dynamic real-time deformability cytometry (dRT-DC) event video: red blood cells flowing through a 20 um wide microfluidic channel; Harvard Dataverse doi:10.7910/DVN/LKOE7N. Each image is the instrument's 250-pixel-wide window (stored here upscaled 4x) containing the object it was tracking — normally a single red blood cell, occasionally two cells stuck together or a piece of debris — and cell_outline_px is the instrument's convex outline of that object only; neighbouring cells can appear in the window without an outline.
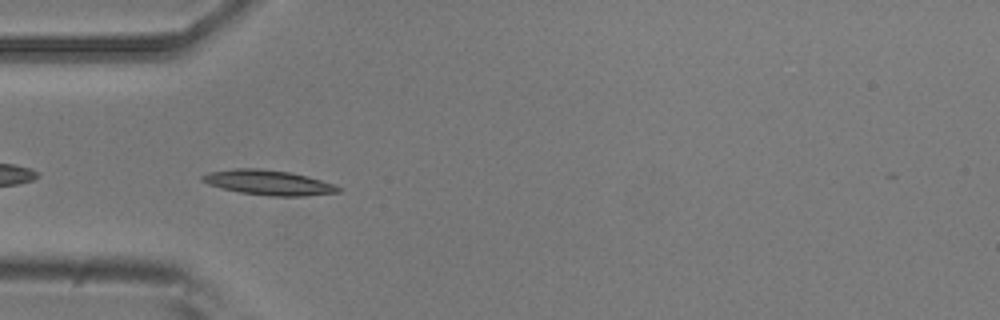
{"species": "common noctule bat (a hibernating species)", "species_latin": "Nyctalus noctula", "temperature_condition": "room temperature", "stored_images_in_passage": 39, "camera_frame_rate_fps": 3000, "um_per_image_px": 0.085, "animal": {"sex": "male", "body_mass_g": 20.5, "forearm_length_mm": 52.5}, "frame": {"image": 1, "passage_image": 2, "time_ms": 0.333, "image_size_px": [1000, 320], "cell_outline_px": [[344, 188], [340, 192], [304, 196], [268, 196], [240, 192], [208, 184], [200, 180], [200, 176], [208, 172], [236, 168], [260, 168], [292, 172], [308, 176], [336, 184]], "centroid_in_image_um": [22.87, 15.51], "position_along_channel_um": 62.1, "area_um2": 20.0}}
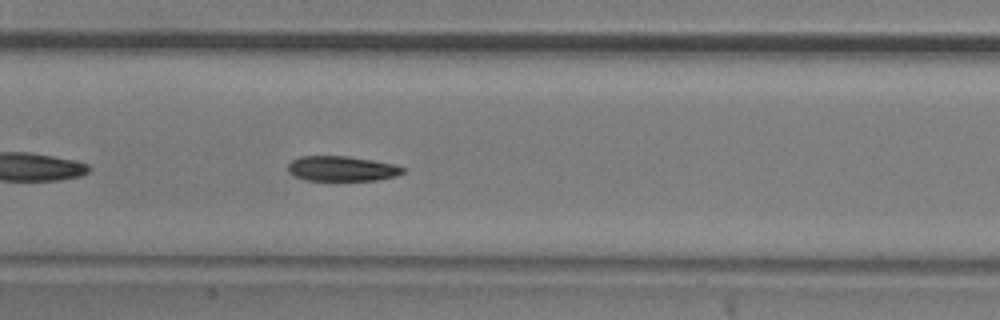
{"frame": {"image": 2, "passage_image": 11, "time_ms": 3.333, "image_size_px": [1000, 320], "cell_outline_px": [[408, 168], [404, 172], [396, 176], [376, 180], [304, 180], [292, 176], [288, 172], [288, 164], [292, 160], [300, 156], [348, 156], [396, 164]], "centroid_in_image_um": [29.06, 14.33], "position_along_channel_um": 178.3, "area_um2": 16.99}}
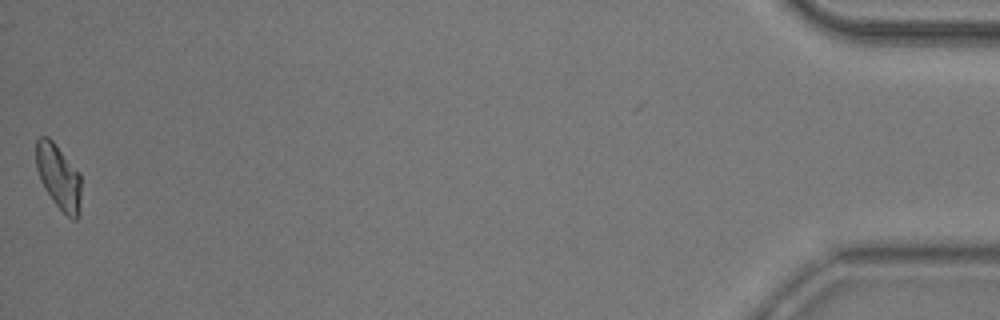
{"frame": {"image": 3, "passage_image": 38, "time_ms": 12.333, "image_size_px": [1000, 320], "cell_outline_px": [[80, 216], [76, 220], [72, 220], [52, 200], [44, 188], [40, 180], [36, 168], [36, 140], [40, 136], [48, 136], [52, 140], [80, 172]], "centroid_in_image_um": [4.98, 15.03], "position_along_channel_um": 430.2, "area_um2": 17.17}}